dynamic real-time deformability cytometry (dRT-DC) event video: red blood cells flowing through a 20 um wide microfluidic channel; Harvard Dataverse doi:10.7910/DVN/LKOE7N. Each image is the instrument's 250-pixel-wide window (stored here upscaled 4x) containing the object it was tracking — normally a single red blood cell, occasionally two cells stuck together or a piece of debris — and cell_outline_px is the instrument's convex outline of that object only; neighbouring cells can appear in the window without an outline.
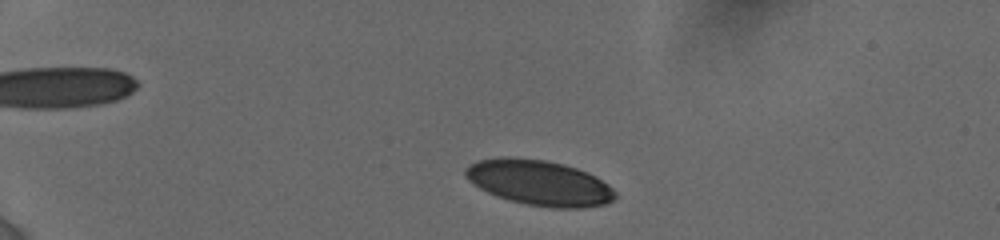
{"species": "human", "species_latin": "Homo sapiens", "temperature_condition": "cold", "stored_images_in_passage": 50, "camera_frame_rate_fps": 3000, "um_per_image_px": 0.085, "donor": {"sex": "female"}, "frame": {"image": 1, "passage_image": 5, "time_ms": 1.333, "image_size_px": [1000, 240], "cell_outline_px": [[616, 196], [612, 200], [604, 204], [584, 208], [552, 208], [524, 204], [508, 200], [496, 196], [472, 184], [468, 180], [464, 172], [464, 168], [468, 164], [476, 160], [504, 156], [544, 160], [564, 164], [588, 172], [596, 176], [608, 184], [616, 192]], "centroid_in_image_um": [45.81, 15.53], "position_along_channel_um": 39.2, "area_um2": 39.88}}
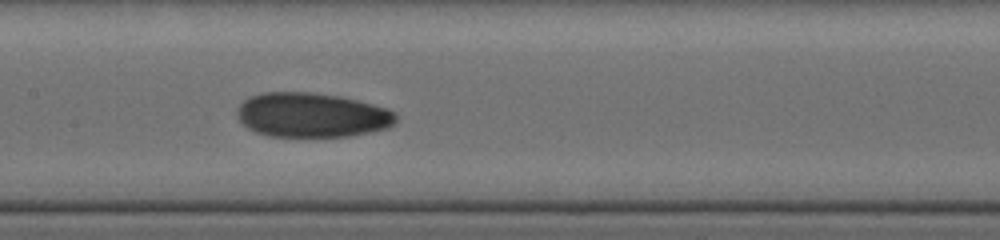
{"frame": {"image": 2, "passage_image": 23, "time_ms": 7.0, "image_size_px": [1000, 240], "cell_outline_px": [[396, 120], [388, 128], [348, 136], [268, 136], [256, 132], [248, 128], [236, 116], [236, 108], [248, 96], [264, 92], [312, 92], [340, 96], [388, 108], [396, 112]], "centroid_in_image_um": [26.48, 9.77], "position_along_channel_um": 180.9, "area_um2": 41.27}}
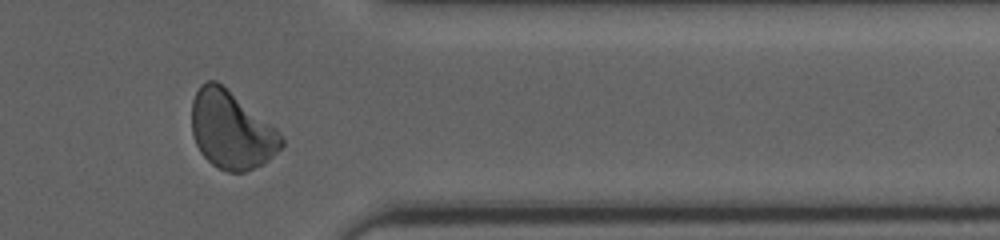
{"frame": {"image": 3, "passage_image": 40, "time_ms": 12.667, "image_size_px": [1000, 240], "cell_outline_px": [[284, 144], [264, 164], [244, 172], [228, 172], [212, 164], [200, 152], [196, 144], [192, 132], [192, 100], [200, 84], [208, 80], [216, 80], [276, 128], [284, 140]], "centroid_in_image_um": [19.65, 11.06], "position_along_channel_um": 391.7, "area_um2": 40.29}, "authors_computed_cell_mechanics": {"area_um2": 39.9109, "velocity_mm_per_s": 3.8167, "shape_relaxation_time_tau1_ms": 4.4341, "shape_relaxation_time_tau2_ms": 2.4293, "deformation_change_tau1": 0.1401, "deformation_change_tau2": 0.0661}}